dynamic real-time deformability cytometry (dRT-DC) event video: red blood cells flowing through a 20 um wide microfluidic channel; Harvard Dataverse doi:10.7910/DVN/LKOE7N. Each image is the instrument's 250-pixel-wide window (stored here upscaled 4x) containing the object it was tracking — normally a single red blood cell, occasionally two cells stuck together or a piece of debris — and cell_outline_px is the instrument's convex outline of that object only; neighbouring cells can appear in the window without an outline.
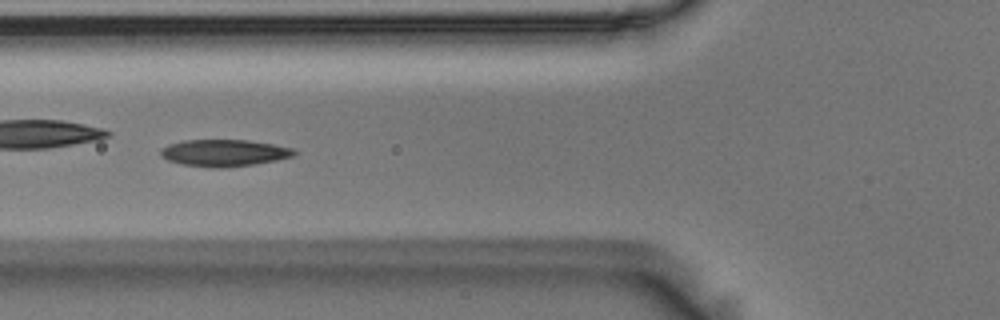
{"species": "Egyptian fruit bat (a non-hibernating species)", "species_latin": "Rousettus aegyptiacus", "temperature_condition": "room temperature", "stored_images_in_passage": 40, "camera_frame_rate_fps": 3000, "um_per_image_px": 0.085, "animal": {"sex": "male"}, "frame": {"image": 1, "passage_image": 7, "time_ms": 2.0, "image_size_px": [1000, 320], "cell_outline_px": [[296, 152], [292, 156], [276, 160], [252, 164], [220, 168], [212, 168], [184, 164], [168, 160], [160, 156], [160, 148], [168, 144], [184, 140], [248, 140], [272, 144], [292, 148]], "centroid_in_image_um": [19.0, 12.99], "position_along_channel_um": 106.8, "area_um2": 20.69}, "authors_computed_cell_mechanics": {"area_um2": 20.6057, "velocity_mm_per_s": 3.6255, "shape_relaxation_time_tau1_ms": 6.3058, "shape_relaxation_time_tau2_ms": 4.2028, "deformation_change_tau1": 0.1571, "deformation_change_tau2": 0.0864}}